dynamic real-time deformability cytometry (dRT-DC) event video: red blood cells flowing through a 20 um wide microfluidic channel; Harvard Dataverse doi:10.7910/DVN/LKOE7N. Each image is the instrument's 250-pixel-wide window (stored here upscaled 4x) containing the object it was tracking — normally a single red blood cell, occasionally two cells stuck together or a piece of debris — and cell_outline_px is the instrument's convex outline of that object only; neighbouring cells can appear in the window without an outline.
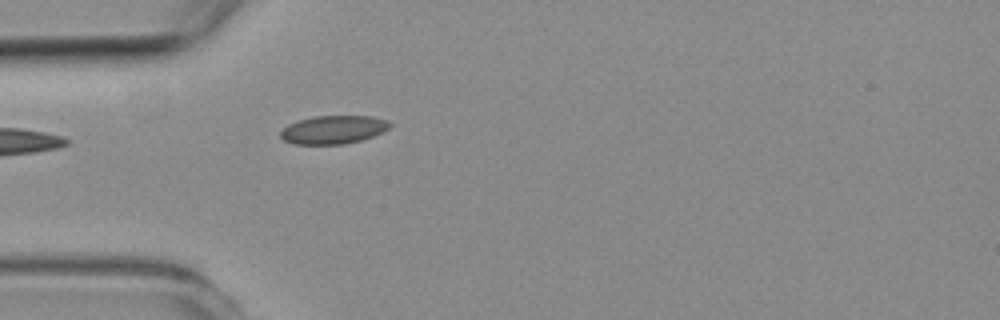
{"species": "common noctule bat (a hibernating species)", "species_latin": "Nyctalus noctula", "temperature_condition": "room temperature", "stored_images_in_passage": 2, "camera_frame_rate_fps": 3000, "um_per_image_px": 0.085, "animal": {"sex": "female", "body_mass_g": 19.3, "forearm_length_mm": 54.1}, "frame": {"image": 1, "passage_image": 2, "time_ms": 1.333, "image_size_px": [1000, 320], "cell_outline_px": [[392, 124], [384, 132], [360, 140], [344, 144], [292, 144], [284, 140], [280, 136], [280, 132], [288, 124], [300, 120], [316, 116], [372, 116], [388, 120]], "centroid_in_image_um": [28.35, 11.02], "position_along_channel_um": 56.7, "area_um2": 17.98}}